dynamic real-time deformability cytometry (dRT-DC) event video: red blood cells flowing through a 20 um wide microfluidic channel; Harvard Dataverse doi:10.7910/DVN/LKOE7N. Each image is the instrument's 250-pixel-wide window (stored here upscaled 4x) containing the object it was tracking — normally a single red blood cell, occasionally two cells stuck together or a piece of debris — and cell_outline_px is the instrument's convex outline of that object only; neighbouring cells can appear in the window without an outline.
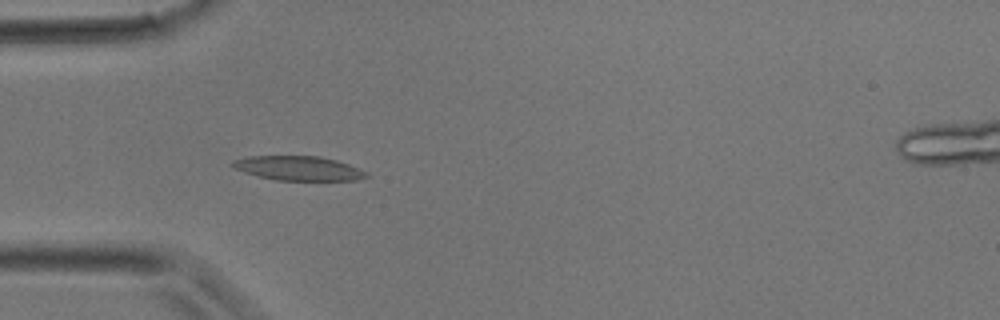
{"species": "common noctule bat (a hibernating species)", "species_latin": "Nyctalus noctula", "temperature_condition": "room temperature", "stored_images_in_passage": 37, "camera_frame_rate_fps": 3000, "um_per_image_px": 0.085, "animal": {"sex": "male", "body_mass_g": 17.9}, "frame": {"image": 1, "passage_image": 11, "time_ms": 3.333, "image_size_px": [1000, 320], "cell_outline_px": [[368, 176], [356, 180], [276, 180], [244, 172], [232, 168], [228, 164], [232, 160], [248, 156], [320, 156], [336, 160], [360, 168], [368, 172]], "centroid_in_image_um": [25.34, 14.29], "position_along_channel_um": 59.7, "area_um2": 19.07}}
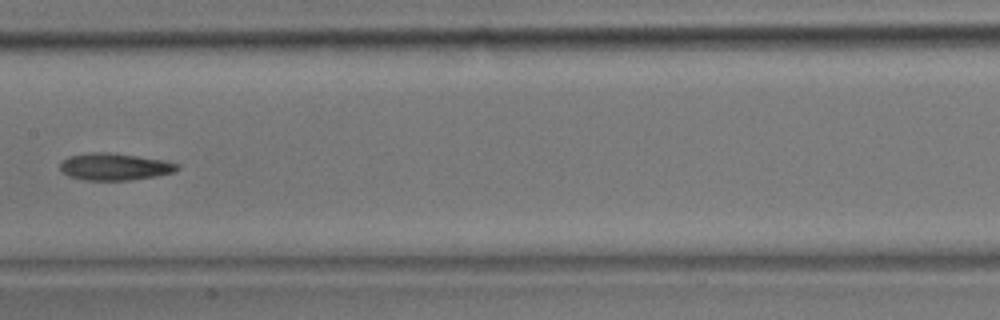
{"frame": {"image": 2, "passage_image": 19, "time_ms": 6.0, "image_size_px": [1000, 320], "cell_outline_px": [[180, 168], [172, 172], [156, 176], [128, 180], [88, 180], [68, 176], [60, 168], [60, 164], [68, 156], [88, 152], [112, 152], [168, 160], [180, 164]], "centroid_in_image_um": [9.79, 14.15], "position_along_channel_um": 197.6, "area_um2": 18.61}}
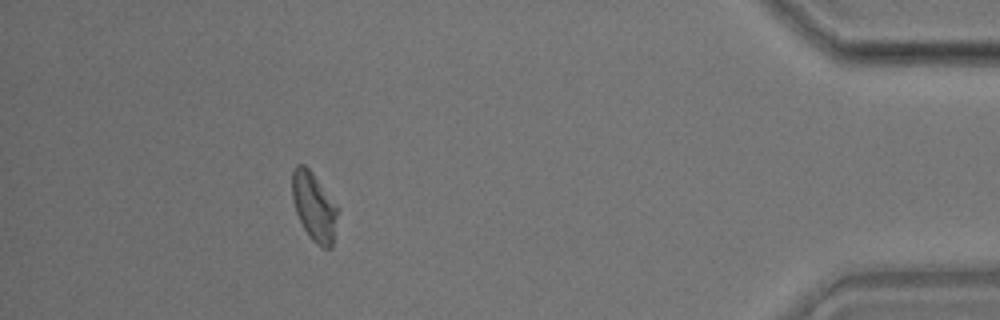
{"frame": {"image": 3, "passage_image": 34, "time_ms": 11.0, "image_size_px": [1000, 320], "cell_outline_px": [[340, 208], [332, 248], [324, 248], [316, 244], [312, 240], [304, 228], [296, 212], [292, 200], [292, 172], [296, 164], [304, 164], [312, 172]], "centroid_in_image_um": [26.72, 17.57], "position_along_channel_um": 408.5, "area_um2": 18.44}}